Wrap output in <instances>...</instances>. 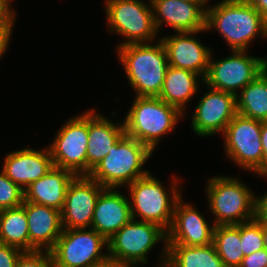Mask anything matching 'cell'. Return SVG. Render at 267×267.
I'll use <instances>...</instances> for the list:
<instances>
[{
	"mask_svg": "<svg viewBox=\"0 0 267 267\" xmlns=\"http://www.w3.org/2000/svg\"><path fill=\"white\" fill-rule=\"evenodd\" d=\"M217 31L229 51H249L267 39V20L247 0H220L206 9V31Z\"/></svg>",
	"mask_w": 267,
	"mask_h": 267,
	"instance_id": "obj_1",
	"label": "cell"
},
{
	"mask_svg": "<svg viewBox=\"0 0 267 267\" xmlns=\"http://www.w3.org/2000/svg\"><path fill=\"white\" fill-rule=\"evenodd\" d=\"M172 175L168 188L151 172L125 187L133 219L154 223L168 232L176 202L184 196L180 186L184 179Z\"/></svg>",
	"mask_w": 267,
	"mask_h": 267,
	"instance_id": "obj_2",
	"label": "cell"
},
{
	"mask_svg": "<svg viewBox=\"0 0 267 267\" xmlns=\"http://www.w3.org/2000/svg\"><path fill=\"white\" fill-rule=\"evenodd\" d=\"M115 52L134 96L158 97L169 66L160 38L150 43L127 44Z\"/></svg>",
	"mask_w": 267,
	"mask_h": 267,
	"instance_id": "obj_3",
	"label": "cell"
},
{
	"mask_svg": "<svg viewBox=\"0 0 267 267\" xmlns=\"http://www.w3.org/2000/svg\"><path fill=\"white\" fill-rule=\"evenodd\" d=\"M124 117L125 134L146 145L153 153L161 140L185 119L179 109L159 97L139 96H134Z\"/></svg>",
	"mask_w": 267,
	"mask_h": 267,
	"instance_id": "obj_4",
	"label": "cell"
},
{
	"mask_svg": "<svg viewBox=\"0 0 267 267\" xmlns=\"http://www.w3.org/2000/svg\"><path fill=\"white\" fill-rule=\"evenodd\" d=\"M207 179V207L215 226L237 225L256 218V193L240 177L215 175Z\"/></svg>",
	"mask_w": 267,
	"mask_h": 267,
	"instance_id": "obj_5",
	"label": "cell"
},
{
	"mask_svg": "<svg viewBox=\"0 0 267 267\" xmlns=\"http://www.w3.org/2000/svg\"><path fill=\"white\" fill-rule=\"evenodd\" d=\"M161 242L157 267H165L167 262V232L154 223L132 218L108 240L109 259L126 267H144L150 252Z\"/></svg>",
	"mask_w": 267,
	"mask_h": 267,
	"instance_id": "obj_6",
	"label": "cell"
},
{
	"mask_svg": "<svg viewBox=\"0 0 267 267\" xmlns=\"http://www.w3.org/2000/svg\"><path fill=\"white\" fill-rule=\"evenodd\" d=\"M152 154L146 145L124 134L88 176L104 188L125 190L124 187L150 172L144 166Z\"/></svg>",
	"mask_w": 267,
	"mask_h": 267,
	"instance_id": "obj_7",
	"label": "cell"
},
{
	"mask_svg": "<svg viewBox=\"0 0 267 267\" xmlns=\"http://www.w3.org/2000/svg\"><path fill=\"white\" fill-rule=\"evenodd\" d=\"M103 6L108 34L114 33L124 39L116 44V49L127 44L150 43L159 39L150 0H104Z\"/></svg>",
	"mask_w": 267,
	"mask_h": 267,
	"instance_id": "obj_8",
	"label": "cell"
},
{
	"mask_svg": "<svg viewBox=\"0 0 267 267\" xmlns=\"http://www.w3.org/2000/svg\"><path fill=\"white\" fill-rule=\"evenodd\" d=\"M262 121L236 114L220 134L225 155L247 173L263 176Z\"/></svg>",
	"mask_w": 267,
	"mask_h": 267,
	"instance_id": "obj_9",
	"label": "cell"
},
{
	"mask_svg": "<svg viewBox=\"0 0 267 267\" xmlns=\"http://www.w3.org/2000/svg\"><path fill=\"white\" fill-rule=\"evenodd\" d=\"M50 253L54 267H91L109 259L108 240L92 228L63 229Z\"/></svg>",
	"mask_w": 267,
	"mask_h": 267,
	"instance_id": "obj_10",
	"label": "cell"
},
{
	"mask_svg": "<svg viewBox=\"0 0 267 267\" xmlns=\"http://www.w3.org/2000/svg\"><path fill=\"white\" fill-rule=\"evenodd\" d=\"M58 129L47 145L54 167L69 170L76 176H87L88 109L66 118Z\"/></svg>",
	"mask_w": 267,
	"mask_h": 267,
	"instance_id": "obj_11",
	"label": "cell"
},
{
	"mask_svg": "<svg viewBox=\"0 0 267 267\" xmlns=\"http://www.w3.org/2000/svg\"><path fill=\"white\" fill-rule=\"evenodd\" d=\"M227 57L215 60L212 52L204 84L211 89L237 95L260 73L261 57L247 51H230Z\"/></svg>",
	"mask_w": 267,
	"mask_h": 267,
	"instance_id": "obj_12",
	"label": "cell"
},
{
	"mask_svg": "<svg viewBox=\"0 0 267 267\" xmlns=\"http://www.w3.org/2000/svg\"><path fill=\"white\" fill-rule=\"evenodd\" d=\"M203 85L207 90L196 98L199 101L191 114V130L200 138L219 136L237 114L236 95Z\"/></svg>",
	"mask_w": 267,
	"mask_h": 267,
	"instance_id": "obj_13",
	"label": "cell"
},
{
	"mask_svg": "<svg viewBox=\"0 0 267 267\" xmlns=\"http://www.w3.org/2000/svg\"><path fill=\"white\" fill-rule=\"evenodd\" d=\"M204 32L207 33L206 29L161 35L159 38L165 47L169 66L190 70L205 79L214 50L198 38Z\"/></svg>",
	"mask_w": 267,
	"mask_h": 267,
	"instance_id": "obj_14",
	"label": "cell"
},
{
	"mask_svg": "<svg viewBox=\"0 0 267 267\" xmlns=\"http://www.w3.org/2000/svg\"><path fill=\"white\" fill-rule=\"evenodd\" d=\"M182 196L175 205L167 245L207 246L213 243L214 223ZM210 224V225H209Z\"/></svg>",
	"mask_w": 267,
	"mask_h": 267,
	"instance_id": "obj_15",
	"label": "cell"
},
{
	"mask_svg": "<svg viewBox=\"0 0 267 267\" xmlns=\"http://www.w3.org/2000/svg\"><path fill=\"white\" fill-rule=\"evenodd\" d=\"M103 189L89 176H76L67 189L61 211L63 229L91 228L94 208Z\"/></svg>",
	"mask_w": 267,
	"mask_h": 267,
	"instance_id": "obj_16",
	"label": "cell"
},
{
	"mask_svg": "<svg viewBox=\"0 0 267 267\" xmlns=\"http://www.w3.org/2000/svg\"><path fill=\"white\" fill-rule=\"evenodd\" d=\"M154 25L158 32L169 26L174 32L206 29V9L192 0H150Z\"/></svg>",
	"mask_w": 267,
	"mask_h": 267,
	"instance_id": "obj_17",
	"label": "cell"
},
{
	"mask_svg": "<svg viewBox=\"0 0 267 267\" xmlns=\"http://www.w3.org/2000/svg\"><path fill=\"white\" fill-rule=\"evenodd\" d=\"M5 155L2 171L23 191L54 168L51 152L46 145L38 150L31 147L16 149Z\"/></svg>",
	"mask_w": 267,
	"mask_h": 267,
	"instance_id": "obj_18",
	"label": "cell"
},
{
	"mask_svg": "<svg viewBox=\"0 0 267 267\" xmlns=\"http://www.w3.org/2000/svg\"><path fill=\"white\" fill-rule=\"evenodd\" d=\"M120 188H104L94 208L91 228L109 240L131 219L128 195Z\"/></svg>",
	"mask_w": 267,
	"mask_h": 267,
	"instance_id": "obj_19",
	"label": "cell"
},
{
	"mask_svg": "<svg viewBox=\"0 0 267 267\" xmlns=\"http://www.w3.org/2000/svg\"><path fill=\"white\" fill-rule=\"evenodd\" d=\"M88 109L87 176L125 134L122 120L115 123L112 118L101 115L94 107Z\"/></svg>",
	"mask_w": 267,
	"mask_h": 267,
	"instance_id": "obj_20",
	"label": "cell"
},
{
	"mask_svg": "<svg viewBox=\"0 0 267 267\" xmlns=\"http://www.w3.org/2000/svg\"><path fill=\"white\" fill-rule=\"evenodd\" d=\"M28 220L29 251H50L63 232L61 211L23 200Z\"/></svg>",
	"mask_w": 267,
	"mask_h": 267,
	"instance_id": "obj_21",
	"label": "cell"
},
{
	"mask_svg": "<svg viewBox=\"0 0 267 267\" xmlns=\"http://www.w3.org/2000/svg\"><path fill=\"white\" fill-rule=\"evenodd\" d=\"M75 177L69 170L54 167L24 191V200L62 211L67 189Z\"/></svg>",
	"mask_w": 267,
	"mask_h": 267,
	"instance_id": "obj_22",
	"label": "cell"
},
{
	"mask_svg": "<svg viewBox=\"0 0 267 267\" xmlns=\"http://www.w3.org/2000/svg\"><path fill=\"white\" fill-rule=\"evenodd\" d=\"M201 84H204V79L199 74L168 66L158 97L168 105L179 109L186 116L188 103L195 99L197 93H200Z\"/></svg>",
	"mask_w": 267,
	"mask_h": 267,
	"instance_id": "obj_23",
	"label": "cell"
},
{
	"mask_svg": "<svg viewBox=\"0 0 267 267\" xmlns=\"http://www.w3.org/2000/svg\"><path fill=\"white\" fill-rule=\"evenodd\" d=\"M165 267H225L214 244L207 246L167 245Z\"/></svg>",
	"mask_w": 267,
	"mask_h": 267,
	"instance_id": "obj_24",
	"label": "cell"
},
{
	"mask_svg": "<svg viewBox=\"0 0 267 267\" xmlns=\"http://www.w3.org/2000/svg\"><path fill=\"white\" fill-rule=\"evenodd\" d=\"M237 114L267 121V80L261 73L237 95Z\"/></svg>",
	"mask_w": 267,
	"mask_h": 267,
	"instance_id": "obj_25",
	"label": "cell"
},
{
	"mask_svg": "<svg viewBox=\"0 0 267 267\" xmlns=\"http://www.w3.org/2000/svg\"><path fill=\"white\" fill-rule=\"evenodd\" d=\"M0 243L29 251L28 220L22 206L0 211Z\"/></svg>",
	"mask_w": 267,
	"mask_h": 267,
	"instance_id": "obj_26",
	"label": "cell"
},
{
	"mask_svg": "<svg viewBox=\"0 0 267 267\" xmlns=\"http://www.w3.org/2000/svg\"><path fill=\"white\" fill-rule=\"evenodd\" d=\"M213 244L225 267L241 265L244 255L241 249L240 224L215 226Z\"/></svg>",
	"mask_w": 267,
	"mask_h": 267,
	"instance_id": "obj_27",
	"label": "cell"
},
{
	"mask_svg": "<svg viewBox=\"0 0 267 267\" xmlns=\"http://www.w3.org/2000/svg\"><path fill=\"white\" fill-rule=\"evenodd\" d=\"M240 237L244 256L263 249V223L257 218L240 223Z\"/></svg>",
	"mask_w": 267,
	"mask_h": 267,
	"instance_id": "obj_28",
	"label": "cell"
},
{
	"mask_svg": "<svg viewBox=\"0 0 267 267\" xmlns=\"http://www.w3.org/2000/svg\"><path fill=\"white\" fill-rule=\"evenodd\" d=\"M24 191L0 170V211L22 205Z\"/></svg>",
	"mask_w": 267,
	"mask_h": 267,
	"instance_id": "obj_29",
	"label": "cell"
},
{
	"mask_svg": "<svg viewBox=\"0 0 267 267\" xmlns=\"http://www.w3.org/2000/svg\"><path fill=\"white\" fill-rule=\"evenodd\" d=\"M16 267H54L50 251H23L17 259Z\"/></svg>",
	"mask_w": 267,
	"mask_h": 267,
	"instance_id": "obj_30",
	"label": "cell"
},
{
	"mask_svg": "<svg viewBox=\"0 0 267 267\" xmlns=\"http://www.w3.org/2000/svg\"><path fill=\"white\" fill-rule=\"evenodd\" d=\"M23 251L4 243H0V267H16L17 259Z\"/></svg>",
	"mask_w": 267,
	"mask_h": 267,
	"instance_id": "obj_31",
	"label": "cell"
},
{
	"mask_svg": "<svg viewBox=\"0 0 267 267\" xmlns=\"http://www.w3.org/2000/svg\"><path fill=\"white\" fill-rule=\"evenodd\" d=\"M9 0H0V27H14L17 12Z\"/></svg>",
	"mask_w": 267,
	"mask_h": 267,
	"instance_id": "obj_32",
	"label": "cell"
},
{
	"mask_svg": "<svg viewBox=\"0 0 267 267\" xmlns=\"http://www.w3.org/2000/svg\"><path fill=\"white\" fill-rule=\"evenodd\" d=\"M239 267H267V250H258L249 256H244Z\"/></svg>",
	"mask_w": 267,
	"mask_h": 267,
	"instance_id": "obj_33",
	"label": "cell"
},
{
	"mask_svg": "<svg viewBox=\"0 0 267 267\" xmlns=\"http://www.w3.org/2000/svg\"><path fill=\"white\" fill-rule=\"evenodd\" d=\"M261 178H267V176H261ZM256 218L267 224V191L263 195H256Z\"/></svg>",
	"mask_w": 267,
	"mask_h": 267,
	"instance_id": "obj_34",
	"label": "cell"
},
{
	"mask_svg": "<svg viewBox=\"0 0 267 267\" xmlns=\"http://www.w3.org/2000/svg\"><path fill=\"white\" fill-rule=\"evenodd\" d=\"M13 31L14 27H0V59L9 49Z\"/></svg>",
	"mask_w": 267,
	"mask_h": 267,
	"instance_id": "obj_35",
	"label": "cell"
},
{
	"mask_svg": "<svg viewBox=\"0 0 267 267\" xmlns=\"http://www.w3.org/2000/svg\"><path fill=\"white\" fill-rule=\"evenodd\" d=\"M260 140L263 149V176H267V121H262Z\"/></svg>",
	"mask_w": 267,
	"mask_h": 267,
	"instance_id": "obj_36",
	"label": "cell"
},
{
	"mask_svg": "<svg viewBox=\"0 0 267 267\" xmlns=\"http://www.w3.org/2000/svg\"><path fill=\"white\" fill-rule=\"evenodd\" d=\"M267 20V0H247Z\"/></svg>",
	"mask_w": 267,
	"mask_h": 267,
	"instance_id": "obj_37",
	"label": "cell"
},
{
	"mask_svg": "<svg viewBox=\"0 0 267 267\" xmlns=\"http://www.w3.org/2000/svg\"><path fill=\"white\" fill-rule=\"evenodd\" d=\"M91 267H126V266L119 264L115 262L114 260L108 259L103 263H100L98 265L91 266Z\"/></svg>",
	"mask_w": 267,
	"mask_h": 267,
	"instance_id": "obj_38",
	"label": "cell"
},
{
	"mask_svg": "<svg viewBox=\"0 0 267 267\" xmlns=\"http://www.w3.org/2000/svg\"><path fill=\"white\" fill-rule=\"evenodd\" d=\"M260 73L267 80V56H262L261 64H260Z\"/></svg>",
	"mask_w": 267,
	"mask_h": 267,
	"instance_id": "obj_39",
	"label": "cell"
},
{
	"mask_svg": "<svg viewBox=\"0 0 267 267\" xmlns=\"http://www.w3.org/2000/svg\"><path fill=\"white\" fill-rule=\"evenodd\" d=\"M263 242L264 248L267 250V224L263 223Z\"/></svg>",
	"mask_w": 267,
	"mask_h": 267,
	"instance_id": "obj_40",
	"label": "cell"
},
{
	"mask_svg": "<svg viewBox=\"0 0 267 267\" xmlns=\"http://www.w3.org/2000/svg\"><path fill=\"white\" fill-rule=\"evenodd\" d=\"M192 1L200 3L205 9H207L211 5V3L209 2H212L211 0H192Z\"/></svg>",
	"mask_w": 267,
	"mask_h": 267,
	"instance_id": "obj_41",
	"label": "cell"
}]
</instances>
